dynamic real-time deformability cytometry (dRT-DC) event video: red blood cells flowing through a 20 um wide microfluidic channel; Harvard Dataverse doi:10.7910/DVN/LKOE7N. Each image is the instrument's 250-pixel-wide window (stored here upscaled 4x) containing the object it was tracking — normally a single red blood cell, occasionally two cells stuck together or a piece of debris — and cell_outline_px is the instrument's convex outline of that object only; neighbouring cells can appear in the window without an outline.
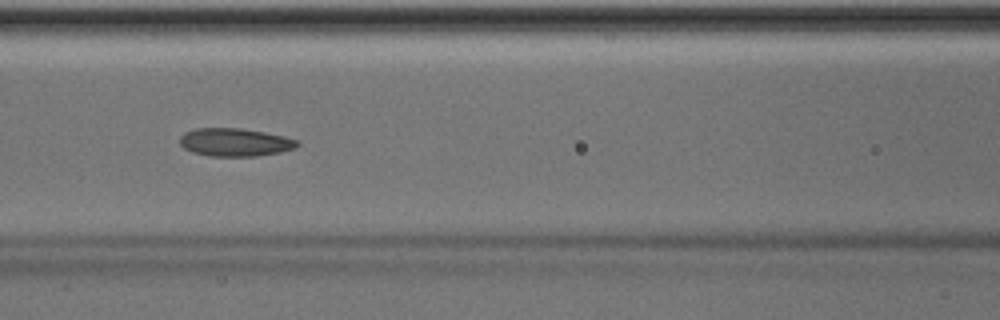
{"species": "Egyptian fruit bat (a non-hibernating species)", "species_latin": "Rousettus aegyptiacus", "temperature_condition": "room temperature", "stored_images_in_passage": 50, "camera_frame_rate_fps": 3000, "um_per_image_px": 0.085, "animal": {"sex": "male"}, "frame": {"image": 1, "passage_image": 22, "time_ms": 7.0, "image_size_px": [1000, 320], "cell_outline_px": [[300, 144], [296, 148], [280, 152], [256, 156], [208, 156], [192, 152], [184, 148], [180, 144], [180, 136], [184, 132], [196, 128], [240, 128], [264, 132], [284, 136], [300, 140]], "centroid_in_image_um": [19.98, 12.09], "position_along_channel_um": 146.6, "area_um2": 19.36}, "authors_computed_cell_mechanics": {"area_um2": 19.363, "velocity_mm_per_s": 4.0171, "shape_relaxation_time_tau1_ms": 6.4379, "shape_relaxation_time_tau2_ms": 3.9905, "deformation_change_tau1": 0.1188, "deformation_change_tau2": 0.1232}}